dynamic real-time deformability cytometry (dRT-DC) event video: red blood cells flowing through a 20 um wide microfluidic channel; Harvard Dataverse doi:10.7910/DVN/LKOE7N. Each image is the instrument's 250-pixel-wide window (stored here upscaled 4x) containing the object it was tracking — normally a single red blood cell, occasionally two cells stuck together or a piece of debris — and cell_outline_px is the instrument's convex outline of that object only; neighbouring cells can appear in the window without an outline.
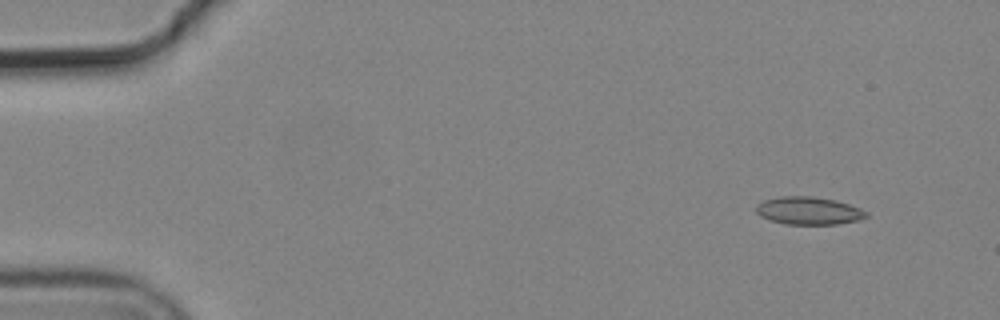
{"species": "common noctule bat (a hibernating species)", "species_latin": "Nyctalus noctula", "temperature_condition": "cold", "stored_images_in_passage": 3, "camera_frame_rate_fps": 3000, "um_per_image_px": 0.085, "animal": {"sex": "male", "body_mass_g": 19.2, "forearm_length_mm": 51.8}, "frame": {"image": 1, "passage_image": 1, "time_ms": 0.0, "image_size_px": [1000, 320], "cell_outline_px": [[868, 216], [860, 220], [836, 224], [784, 224], [768, 220], [760, 216], [756, 212], [756, 204], [764, 200], [780, 196], [812, 196], [836, 200], [860, 208], [868, 212]], "centroid_in_image_um": [68.72, 17.91], "position_along_channel_um": 16.3, "area_um2": 17.98}}